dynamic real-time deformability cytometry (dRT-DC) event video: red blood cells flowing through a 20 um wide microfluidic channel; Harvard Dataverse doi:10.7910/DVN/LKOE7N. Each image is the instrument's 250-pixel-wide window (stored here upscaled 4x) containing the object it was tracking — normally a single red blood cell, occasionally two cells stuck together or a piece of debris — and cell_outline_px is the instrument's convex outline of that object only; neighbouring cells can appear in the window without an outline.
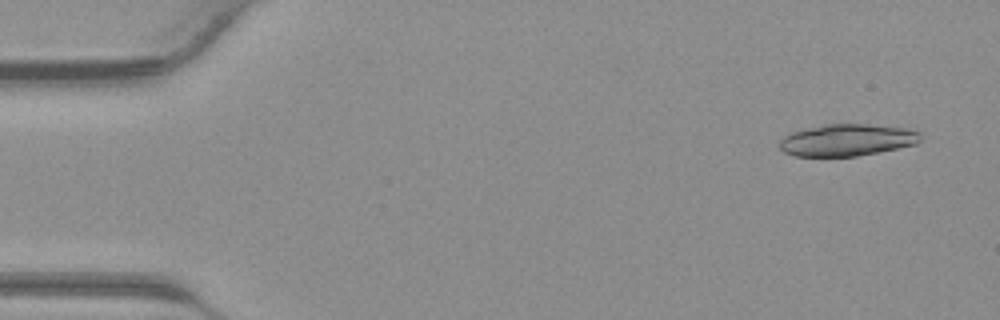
{"species": "common noctule bat (a hibernating species)", "species_latin": "Nyctalus noctula", "temperature_condition": "warm", "stored_images_in_passage": 41, "segment_of_instrument_passage": [1, 2], "camera_frame_rate_fps": 3000, "um_per_image_px": 0.085, "animal": {"sex": "male", "body_mass_g": 23.1, "forearm_length_mm": 52.7}, "frame": {"image": 1, "passage_image": 3, "time_ms": 0.667, "image_size_px": [1000, 320], "cell_outline_px": [[920, 140], [916, 144], [856, 156], [796, 156], [784, 152], [780, 148], [780, 140], [784, 136], [792, 132], [824, 124], [868, 124], [908, 128], [920, 132]], "centroid_in_image_um": [72.0, 11.89], "position_along_channel_um": 13.0, "area_um2": 26.01}}